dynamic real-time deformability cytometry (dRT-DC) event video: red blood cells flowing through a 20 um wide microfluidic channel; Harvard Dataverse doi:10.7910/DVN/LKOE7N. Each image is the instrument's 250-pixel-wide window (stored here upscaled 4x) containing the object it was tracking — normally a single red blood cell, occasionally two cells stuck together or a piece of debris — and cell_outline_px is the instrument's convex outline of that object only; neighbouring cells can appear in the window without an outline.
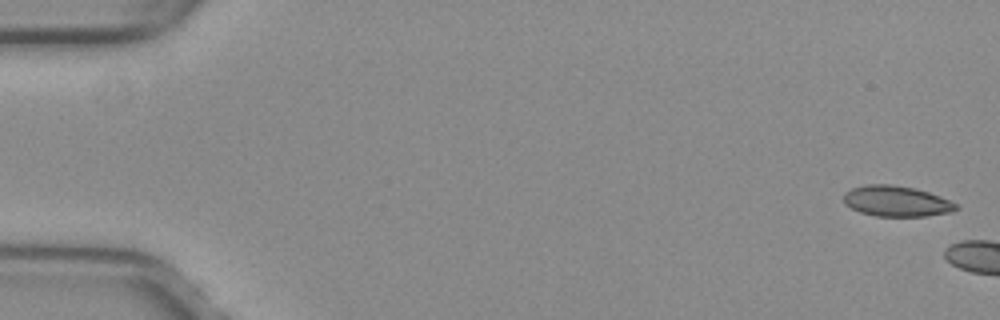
{"species": "common noctule bat (a hibernating species)", "species_latin": "Nyctalus noctula", "temperature_condition": "warm", "stored_images_in_passage": 5, "camera_frame_rate_fps": 3000, "um_per_image_px": 0.085, "animal": {"sex": "female", "body_mass_g": 29.2, "forearm_length_mm": 56.3}, "frame": {"image": 1, "passage_image": 1, "time_ms": 0.0, "image_size_px": [1000, 320], "cell_outline_px": [[960, 208], [952, 212], [924, 216], [876, 216], [860, 212], [844, 204], [844, 192], [852, 188], [868, 184], [892, 184], [912, 188], [928, 192], [940, 196], [956, 204]], "centroid_in_image_um": [76.18, 17.1], "position_along_channel_um": 8.8, "area_um2": 20.0}}